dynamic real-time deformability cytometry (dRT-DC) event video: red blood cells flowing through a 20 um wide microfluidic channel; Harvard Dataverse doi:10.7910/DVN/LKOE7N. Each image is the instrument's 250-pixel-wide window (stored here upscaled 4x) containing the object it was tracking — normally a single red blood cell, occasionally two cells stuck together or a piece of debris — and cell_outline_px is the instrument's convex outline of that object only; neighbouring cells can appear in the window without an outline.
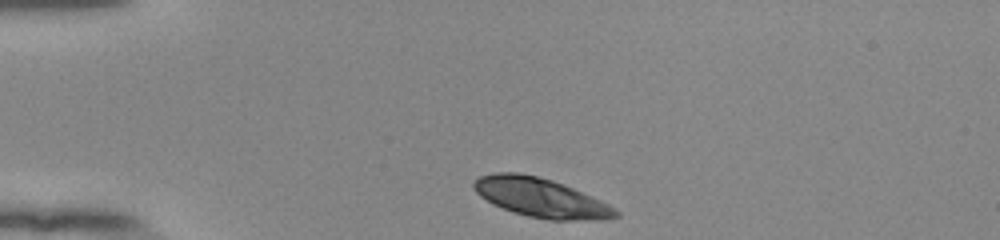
{"species": "human", "species_latin": "Homo sapiens", "temperature_condition": "room temperature", "stored_images_in_passage": 35, "camera_frame_rate_fps": 3000, "um_per_image_px": 0.085, "donor": {"sex": "female"}, "frame": {"image": 1, "passage_image": 1, "time_ms": 0.0, "image_size_px": [1000, 240], "cell_outline_px": [[620, 216], [604, 220], [548, 220], [528, 216], [492, 204], [480, 196], [472, 188], [472, 184], [480, 176], [496, 172], [516, 172], [536, 176], [552, 180], [564, 184], [608, 204], [620, 212]], "centroid_in_image_um": [45.97, 16.81], "position_along_channel_um": 39.0, "area_um2": 32.19}}
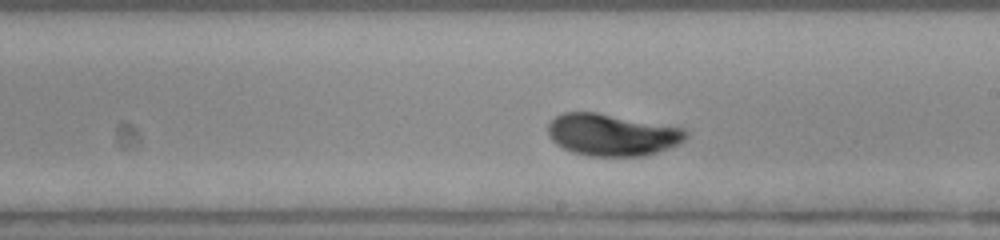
{"frame": {"image": 2, "passage_image": 20, "time_ms": 6.333, "image_size_px": [1000, 240], "cell_outline_px": [[688, 136], [680, 144], [644, 156], [588, 156], [572, 152], [556, 144], [552, 140], [548, 132], [548, 124], [556, 116], [564, 112], [596, 112], [684, 128], [688, 132]], "centroid_in_image_um": [52.03, 11.46], "position_along_channel_um": 237.0, "area_um2": 33.7}}
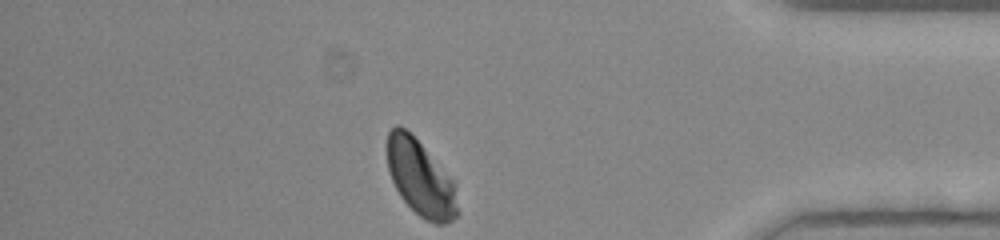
{"frame": {"image": 3, "passage_image": 35, "time_ms": 11.333, "image_size_px": [1000, 240], "cell_outline_px": [[460, 212], [448, 224], [436, 224], [424, 220], [400, 196], [392, 180], [388, 168], [388, 132], [396, 124], [404, 128], [420, 144], [452, 180]], "centroid_in_image_um": [35.75, 15.2], "position_along_channel_um": 399.5, "area_um2": 30.35}, "authors_computed_cell_mechanics": {"area_um2": 32.657, "velocity_mm_per_s": 3.8178, "shape_relaxation_time_tau1_ms": 2.1703, "shape_relaxation_time_tau2_ms": null, "deformation_change_tau1": 0.1225, "deformation_change_tau2": null}}